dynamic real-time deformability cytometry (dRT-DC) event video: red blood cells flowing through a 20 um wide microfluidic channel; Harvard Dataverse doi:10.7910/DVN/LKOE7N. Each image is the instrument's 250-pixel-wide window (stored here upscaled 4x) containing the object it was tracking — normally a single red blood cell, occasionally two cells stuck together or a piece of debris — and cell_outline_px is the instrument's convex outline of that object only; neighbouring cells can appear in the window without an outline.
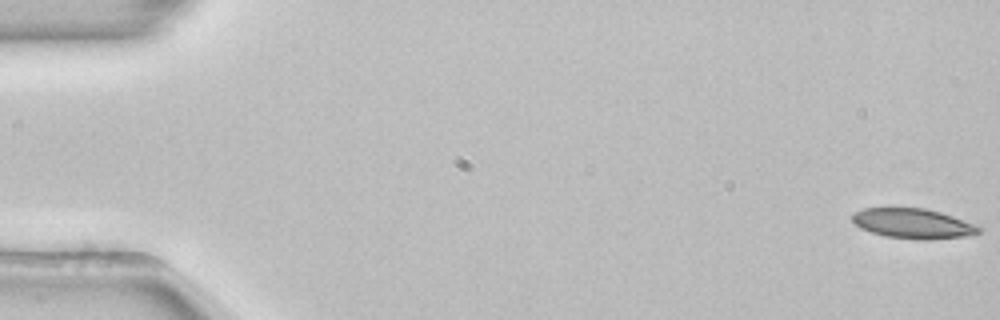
{"species": "common noctule bat (a hibernating species)", "species_latin": "Nyctalus noctula", "temperature_condition": "room temperature", "stored_images_in_passage": 54, "camera_frame_rate_fps": 3000, "um_per_image_px": 0.085, "animal": {"sex": "female", "body_mass_g": 22.7, "forearm_length_mm": 54.2}, "frame": {"image": 1, "passage_image": 1, "time_ms": 0.0, "image_size_px": [1000, 320], "cell_outline_px": [[980, 232], [964, 236], [928, 240], [920, 240], [884, 236], [860, 228], [852, 220], [852, 216], [856, 212], [864, 208], [924, 208], [940, 212], [952, 216], [972, 224], [980, 228]], "centroid_in_image_um": [77.57, 19.0], "position_along_channel_um": 7.4, "area_um2": 21.73}}
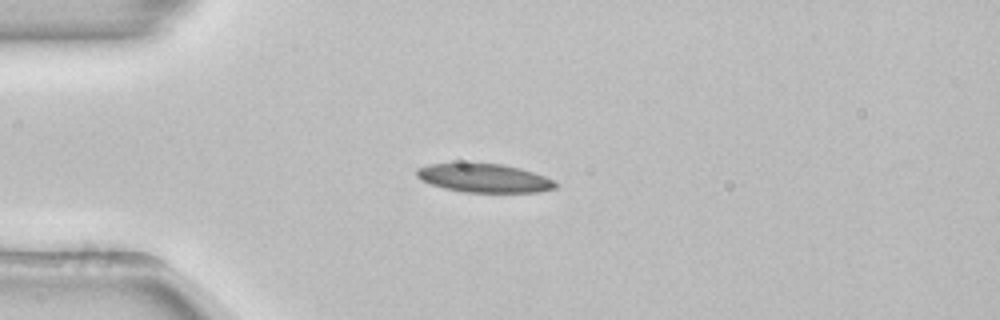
{"frame": {"image": 2, "passage_image": 14, "time_ms": 4.333, "image_size_px": [1000, 320], "cell_outline_px": [[556, 188], [540, 192], [464, 192], [444, 188], [420, 180], [416, 176], [416, 168], [428, 164], [500, 164], [520, 168], [556, 180]], "centroid_in_image_um": [41.16, 15.15], "position_along_channel_um": 43.8, "area_um2": 22.95}}
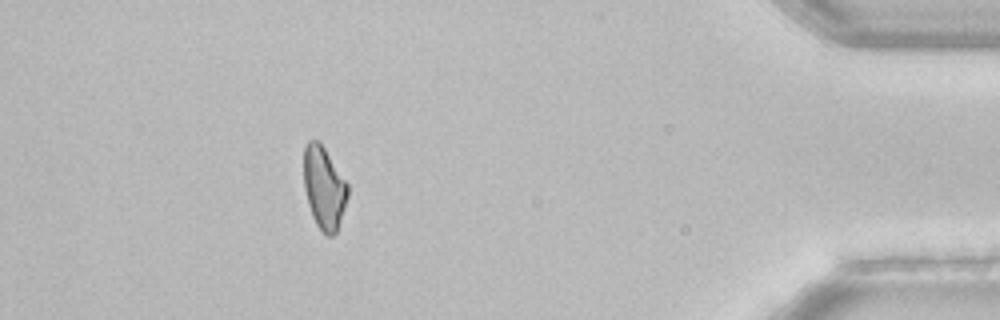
{"frame": {"image": 3, "passage_image": 48, "time_ms": 15.667, "image_size_px": [1000, 320], "cell_outline_px": [[348, 196], [336, 232], [332, 236], [328, 236], [316, 224], [312, 216], [308, 204], [304, 188], [304, 148], [308, 140], [316, 140], [324, 148], [348, 184]], "centroid_in_image_um": [27.53, 15.96], "position_along_channel_um": 407.7, "area_um2": 20.81}}